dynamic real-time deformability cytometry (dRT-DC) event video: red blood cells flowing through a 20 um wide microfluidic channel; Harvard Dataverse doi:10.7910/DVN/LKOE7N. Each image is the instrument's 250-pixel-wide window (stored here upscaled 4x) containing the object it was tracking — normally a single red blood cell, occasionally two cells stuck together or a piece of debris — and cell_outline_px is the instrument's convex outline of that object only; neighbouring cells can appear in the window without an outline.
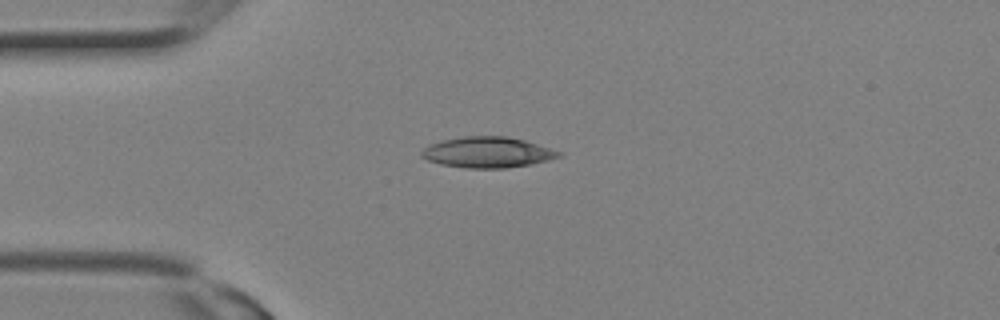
{"species": "Egyptian fruit bat (a non-hibernating species)", "species_latin": "Rousettus aegyptiacus", "temperature_condition": "room temperature", "stored_images_in_passage": 4, "camera_frame_rate_fps": 3000, "um_per_image_px": 0.085, "animal": {"sex": "female"}, "frame": {"image": 1, "passage_image": 4, "time_ms": 1.0, "image_size_px": [1000, 320], "cell_outline_px": [[564, 152], [560, 156], [548, 160], [528, 164], [504, 168], [464, 168], [440, 164], [428, 160], [420, 156], [420, 152], [428, 144], [440, 140], [464, 136], [508, 136], [524, 140]], "centroid_in_image_um": [41.4, 12.94], "position_along_channel_um": 43.6, "area_um2": 24.68}}